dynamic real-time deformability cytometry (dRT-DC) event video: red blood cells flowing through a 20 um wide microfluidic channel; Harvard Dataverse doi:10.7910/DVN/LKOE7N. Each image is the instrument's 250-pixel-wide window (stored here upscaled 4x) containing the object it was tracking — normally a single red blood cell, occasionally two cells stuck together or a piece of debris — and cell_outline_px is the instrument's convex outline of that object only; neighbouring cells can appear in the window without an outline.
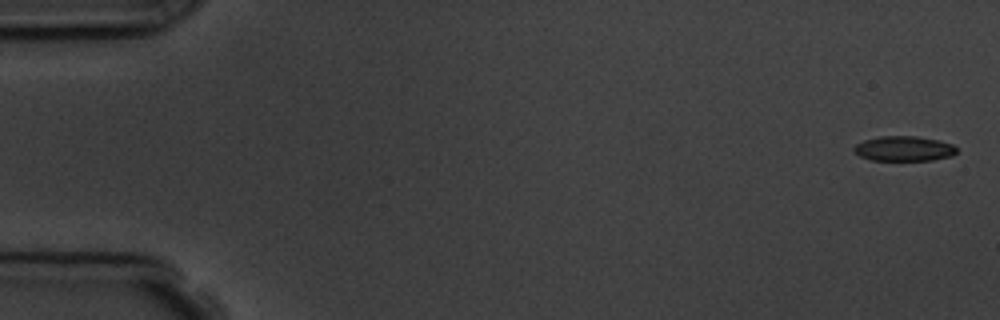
{"species": "common noctule bat (a hibernating species)", "species_latin": "Nyctalus noctula", "temperature_condition": "room temperature", "stored_images_in_passage": 5, "camera_frame_rate_fps": 3000, "um_per_image_px": 0.085, "animal": {"sex": "male", "body_mass_g": 19.5, "forearm_length_mm": 54.6}, "frame": {"image": 1, "passage_image": 1, "time_ms": 0.0, "image_size_px": [1000, 320], "cell_outline_px": [[956, 152], [952, 156], [932, 160], [872, 160], [860, 156], [852, 152], [852, 148], [856, 144], [864, 140], [880, 136], [916, 136], [940, 140], [952, 144], [956, 148]], "centroid_in_image_um": [76.81, 12.63], "position_along_channel_um": 8.2, "area_um2": 15.03}}
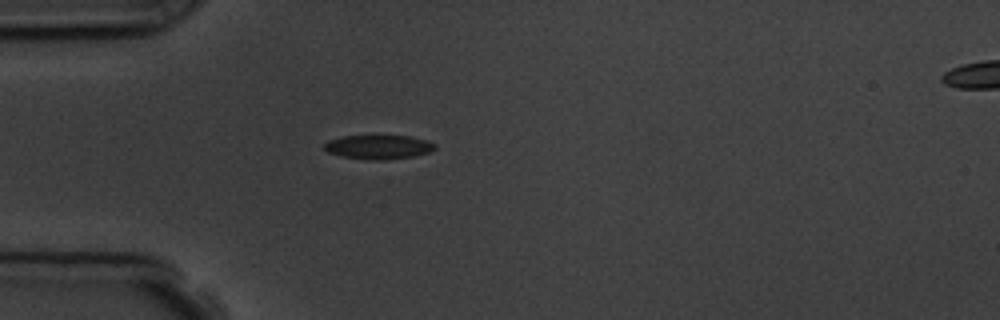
{"frame": {"image": 2, "passage_image": 5, "time_ms": 4.667, "image_size_px": [1000, 320], "cell_outline_px": [[436, 148], [428, 152], [412, 156], [384, 160], [372, 160], [340, 156], [328, 152], [324, 148], [324, 144], [328, 140], [340, 136], [412, 136], [428, 140], [436, 144]], "centroid_in_image_um": [32.17, 12.49], "position_along_channel_um": 52.8, "area_um2": 15.55}}